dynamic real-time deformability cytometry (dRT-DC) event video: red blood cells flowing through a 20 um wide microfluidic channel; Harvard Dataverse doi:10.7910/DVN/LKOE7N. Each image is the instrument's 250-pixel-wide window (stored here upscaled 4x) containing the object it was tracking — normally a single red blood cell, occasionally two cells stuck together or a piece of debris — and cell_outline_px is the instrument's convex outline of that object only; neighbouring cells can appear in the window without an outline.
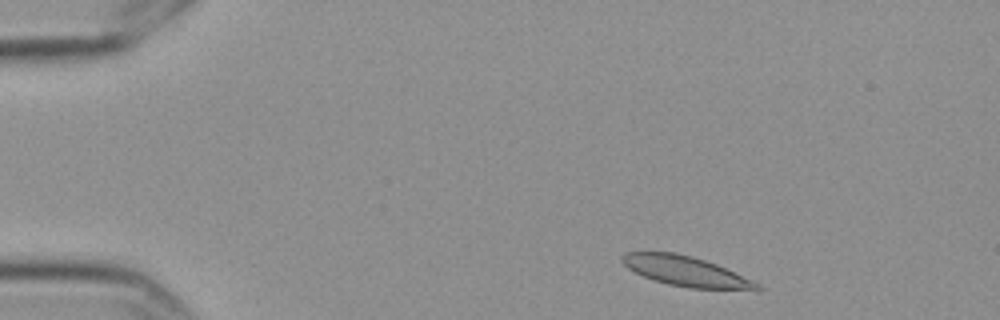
{"species": "Egyptian fruit bat (a non-hibernating species)", "species_latin": "Rousettus aegyptiacus", "temperature_condition": "cold", "stored_images_in_passage": 4, "camera_frame_rate_fps": 3000, "um_per_image_px": 0.085, "frame": {"image": 1, "passage_image": 1, "time_ms": 0.0, "image_size_px": [1000, 320], "cell_outline_px": [[764, 288], [760, 292], [688, 288], [668, 284], [652, 280], [628, 268], [620, 260], [620, 256], [624, 252], [676, 252], [692, 256], [716, 264], [752, 280], [760, 284]], "centroid_in_image_um": [58.39, 23.09], "position_along_channel_um": 26.6, "area_um2": 24.16}}